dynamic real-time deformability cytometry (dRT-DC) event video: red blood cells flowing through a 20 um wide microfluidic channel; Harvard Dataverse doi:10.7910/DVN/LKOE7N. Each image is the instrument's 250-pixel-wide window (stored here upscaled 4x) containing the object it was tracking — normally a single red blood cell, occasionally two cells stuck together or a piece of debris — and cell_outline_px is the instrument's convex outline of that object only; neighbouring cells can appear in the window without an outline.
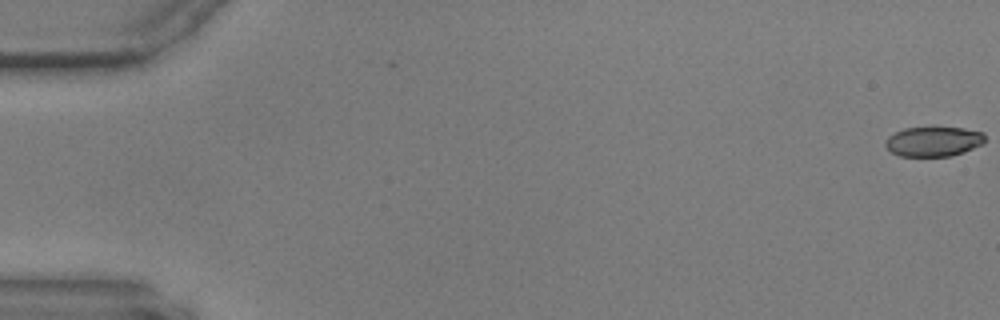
{"species": "common noctule bat (a hibernating species)", "species_latin": "Nyctalus noctula", "temperature_condition": "warm", "stored_images_in_passage": 18, "camera_frame_rate_fps": 3000, "um_per_image_px": 0.085, "animal": {"sex": "male", "body_mass_g": 17.9, "forearm_length_mm": 54.2}, "frame": {"image": 1, "passage_image": 1, "time_ms": 0.0, "image_size_px": [1000, 320], "cell_outline_px": [[984, 144], [964, 152], [948, 156], [900, 156], [892, 152], [884, 144], [888, 136], [904, 128], [932, 124], [964, 128], [984, 132]], "centroid_in_image_um": [79.36, 11.97], "position_along_channel_um": 5.6, "area_um2": 18.03}}
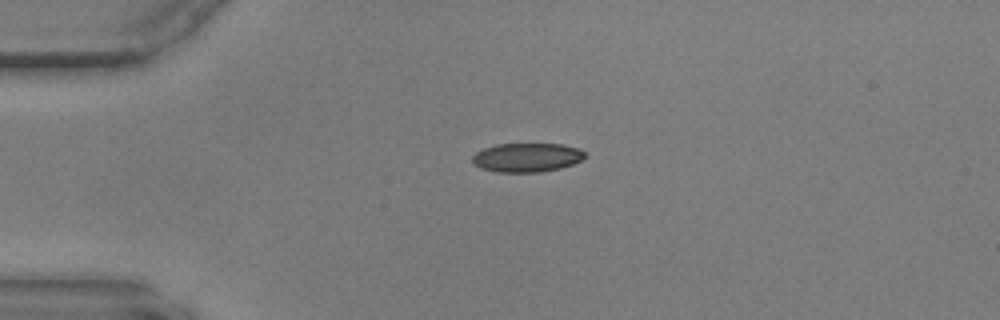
{"frame": {"image": 2, "passage_image": 15, "time_ms": 4.667, "image_size_px": [1000, 320], "cell_outline_px": [[584, 156], [580, 160], [572, 164], [560, 168], [540, 172], [500, 172], [480, 168], [472, 160], [472, 156], [476, 152], [484, 148], [496, 144], [560, 144], [580, 148], [584, 152]], "centroid_in_image_um": [44.77, 13.38], "position_along_channel_um": 40.2, "area_um2": 18.84}}